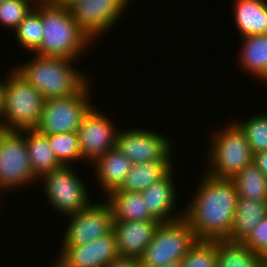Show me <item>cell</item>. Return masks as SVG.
I'll use <instances>...</instances> for the list:
<instances>
[{
  "instance_id": "7",
  "label": "cell",
  "mask_w": 267,
  "mask_h": 267,
  "mask_svg": "<svg viewBox=\"0 0 267 267\" xmlns=\"http://www.w3.org/2000/svg\"><path fill=\"white\" fill-rule=\"evenodd\" d=\"M89 83L75 95L46 99L35 129L43 135L77 132L84 116L94 105L89 100L92 97L88 96L92 90Z\"/></svg>"
},
{
  "instance_id": "30",
  "label": "cell",
  "mask_w": 267,
  "mask_h": 267,
  "mask_svg": "<svg viewBox=\"0 0 267 267\" xmlns=\"http://www.w3.org/2000/svg\"><path fill=\"white\" fill-rule=\"evenodd\" d=\"M30 5V6H29ZM30 0H4L0 2V24L7 30L18 27L20 22L34 8Z\"/></svg>"
},
{
  "instance_id": "38",
  "label": "cell",
  "mask_w": 267,
  "mask_h": 267,
  "mask_svg": "<svg viewBox=\"0 0 267 267\" xmlns=\"http://www.w3.org/2000/svg\"><path fill=\"white\" fill-rule=\"evenodd\" d=\"M4 191L1 189V187H0V193L2 194ZM0 198H1V196H0Z\"/></svg>"
},
{
  "instance_id": "25",
  "label": "cell",
  "mask_w": 267,
  "mask_h": 267,
  "mask_svg": "<svg viewBox=\"0 0 267 267\" xmlns=\"http://www.w3.org/2000/svg\"><path fill=\"white\" fill-rule=\"evenodd\" d=\"M238 197L267 201V177L251 162L234 175Z\"/></svg>"
},
{
  "instance_id": "13",
  "label": "cell",
  "mask_w": 267,
  "mask_h": 267,
  "mask_svg": "<svg viewBox=\"0 0 267 267\" xmlns=\"http://www.w3.org/2000/svg\"><path fill=\"white\" fill-rule=\"evenodd\" d=\"M93 106L84 116L77 135L82 160L94 163L101 155L115 147L117 132L112 120Z\"/></svg>"
},
{
  "instance_id": "23",
  "label": "cell",
  "mask_w": 267,
  "mask_h": 267,
  "mask_svg": "<svg viewBox=\"0 0 267 267\" xmlns=\"http://www.w3.org/2000/svg\"><path fill=\"white\" fill-rule=\"evenodd\" d=\"M172 160L143 162L133 164L120 191L142 192L144 189L163 179L172 169Z\"/></svg>"
},
{
  "instance_id": "10",
  "label": "cell",
  "mask_w": 267,
  "mask_h": 267,
  "mask_svg": "<svg viewBox=\"0 0 267 267\" xmlns=\"http://www.w3.org/2000/svg\"><path fill=\"white\" fill-rule=\"evenodd\" d=\"M142 129L118 131L115 148L121 151L132 164L172 160L170 159L173 152L172 141L156 131Z\"/></svg>"
},
{
  "instance_id": "31",
  "label": "cell",
  "mask_w": 267,
  "mask_h": 267,
  "mask_svg": "<svg viewBox=\"0 0 267 267\" xmlns=\"http://www.w3.org/2000/svg\"><path fill=\"white\" fill-rule=\"evenodd\" d=\"M254 253L267 260V215L243 241Z\"/></svg>"
},
{
  "instance_id": "36",
  "label": "cell",
  "mask_w": 267,
  "mask_h": 267,
  "mask_svg": "<svg viewBox=\"0 0 267 267\" xmlns=\"http://www.w3.org/2000/svg\"><path fill=\"white\" fill-rule=\"evenodd\" d=\"M35 5L39 4H55L58 0H30Z\"/></svg>"
},
{
  "instance_id": "2",
  "label": "cell",
  "mask_w": 267,
  "mask_h": 267,
  "mask_svg": "<svg viewBox=\"0 0 267 267\" xmlns=\"http://www.w3.org/2000/svg\"><path fill=\"white\" fill-rule=\"evenodd\" d=\"M32 58L13 70L33 85L45 100L75 95L89 82L81 70L72 65L76 59L39 55Z\"/></svg>"
},
{
  "instance_id": "37",
  "label": "cell",
  "mask_w": 267,
  "mask_h": 267,
  "mask_svg": "<svg viewBox=\"0 0 267 267\" xmlns=\"http://www.w3.org/2000/svg\"><path fill=\"white\" fill-rule=\"evenodd\" d=\"M161 267H181V261L169 262V263L164 264Z\"/></svg>"
},
{
  "instance_id": "22",
  "label": "cell",
  "mask_w": 267,
  "mask_h": 267,
  "mask_svg": "<svg viewBox=\"0 0 267 267\" xmlns=\"http://www.w3.org/2000/svg\"><path fill=\"white\" fill-rule=\"evenodd\" d=\"M239 62L243 70L267 83V34L241 38Z\"/></svg>"
},
{
  "instance_id": "17",
  "label": "cell",
  "mask_w": 267,
  "mask_h": 267,
  "mask_svg": "<svg viewBox=\"0 0 267 267\" xmlns=\"http://www.w3.org/2000/svg\"><path fill=\"white\" fill-rule=\"evenodd\" d=\"M98 186H101L104 194L119 189L130 169L132 162L115 147L101 155L94 163Z\"/></svg>"
},
{
  "instance_id": "32",
  "label": "cell",
  "mask_w": 267,
  "mask_h": 267,
  "mask_svg": "<svg viewBox=\"0 0 267 267\" xmlns=\"http://www.w3.org/2000/svg\"><path fill=\"white\" fill-rule=\"evenodd\" d=\"M107 267H141L137 258L119 257L113 260Z\"/></svg>"
},
{
  "instance_id": "15",
  "label": "cell",
  "mask_w": 267,
  "mask_h": 267,
  "mask_svg": "<svg viewBox=\"0 0 267 267\" xmlns=\"http://www.w3.org/2000/svg\"><path fill=\"white\" fill-rule=\"evenodd\" d=\"M160 223L159 220L113 221L119 256L139 259Z\"/></svg>"
},
{
  "instance_id": "8",
  "label": "cell",
  "mask_w": 267,
  "mask_h": 267,
  "mask_svg": "<svg viewBox=\"0 0 267 267\" xmlns=\"http://www.w3.org/2000/svg\"><path fill=\"white\" fill-rule=\"evenodd\" d=\"M74 171L71 166H62L38 180L45 183L43 192L51 207L64 216L77 214L92 203L88 187Z\"/></svg>"
},
{
  "instance_id": "5",
  "label": "cell",
  "mask_w": 267,
  "mask_h": 267,
  "mask_svg": "<svg viewBox=\"0 0 267 267\" xmlns=\"http://www.w3.org/2000/svg\"><path fill=\"white\" fill-rule=\"evenodd\" d=\"M207 174L231 179L253 162V154L243 131L233 121L224 128L214 130L211 138Z\"/></svg>"
},
{
  "instance_id": "14",
  "label": "cell",
  "mask_w": 267,
  "mask_h": 267,
  "mask_svg": "<svg viewBox=\"0 0 267 267\" xmlns=\"http://www.w3.org/2000/svg\"><path fill=\"white\" fill-rule=\"evenodd\" d=\"M50 267H107L119 258L113 230L80 246H62Z\"/></svg>"
},
{
  "instance_id": "6",
  "label": "cell",
  "mask_w": 267,
  "mask_h": 267,
  "mask_svg": "<svg viewBox=\"0 0 267 267\" xmlns=\"http://www.w3.org/2000/svg\"><path fill=\"white\" fill-rule=\"evenodd\" d=\"M194 231L184 218L161 222L139 258L141 267H161L166 263L181 261L197 242Z\"/></svg>"
},
{
  "instance_id": "21",
  "label": "cell",
  "mask_w": 267,
  "mask_h": 267,
  "mask_svg": "<svg viewBox=\"0 0 267 267\" xmlns=\"http://www.w3.org/2000/svg\"><path fill=\"white\" fill-rule=\"evenodd\" d=\"M20 132L25 134L31 168L39 179L43 174L63 166L53 153L47 135L39 133L36 129H25Z\"/></svg>"
},
{
  "instance_id": "3",
  "label": "cell",
  "mask_w": 267,
  "mask_h": 267,
  "mask_svg": "<svg viewBox=\"0 0 267 267\" xmlns=\"http://www.w3.org/2000/svg\"><path fill=\"white\" fill-rule=\"evenodd\" d=\"M42 24L43 38L35 55L78 59L93 43L79 28L69 7L42 4Z\"/></svg>"
},
{
  "instance_id": "18",
  "label": "cell",
  "mask_w": 267,
  "mask_h": 267,
  "mask_svg": "<svg viewBox=\"0 0 267 267\" xmlns=\"http://www.w3.org/2000/svg\"><path fill=\"white\" fill-rule=\"evenodd\" d=\"M234 21L243 37L267 34V0H235Z\"/></svg>"
},
{
  "instance_id": "1",
  "label": "cell",
  "mask_w": 267,
  "mask_h": 267,
  "mask_svg": "<svg viewBox=\"0 0 267 267\" xmlns=\"http://www.w3.org/2000/svg\"><path fill=\"white\" fill-rule=\"evenodd\" d=\"M184 210L197 240H223L230 235L238 193L234 182L205 173Z\"/></svg>"
},
{
  "instance_id": "33",
  "label": "cell",
  "mask_w": 267,
  "mask_h": 267,
  "mask_svg": "<svg viewBox=\"0 0 267 267\" xmlns=\"http://www.w3.org/2000/svg\"><path fill=\"white\" fill-rule=\"evenodd\" d=\"M253 163L267 177V150L254 154Z\"/></svg>"
},
{
  "instance_id": "4",
  "label": "cell",
  "mask_w": 267,
  "mask_h": 267,
  "mask_svg": "<svg viewBox=\"0 0 267 267\" xmlns=\"http://www.w3.org/2000/svg\"><path fill=\"white\" fill-rule=\"evenodd\" d=\"M10 72L5 78L4 109L0 129H35L40 122L45 99L15 70Z\"/></svg>"
},
{
  "instance_id": "19",
  "label": "cell",
  "mask_w": 267,
  "mask_h": 267,
  "mask_svg": "<svg viewBox=\"0 0 267 267\" xmlns=\"http://www.w3.org/2000/svg\"><path fill=\"white\" fill-rule=\"evenodd\" d=\"M267 215V201L238 197L234 222L226 240L243 242Z\"/></svg>"
},
{
  "instance_id": "12",
  "label": "cell",
  "mask_w": 267,
  "mask_h": 267,
  "mask_svg": "<svg viewBox=\"0 0 267 267\" xmlns=\"http://www.w3.org/2000/svg\"><path fill=\"white\" fill-rule=\"evenodd\" d=\"M131 0H78L69 6L79 28L93 41L110 30Z\"/></svg>"
},
{
  "instance_id": "11",
  "label": "cell",
  "mask_w": 267,
  "mask_h": 267,
  "mask_svg": "<svg viewBox=\"0 0 267 267\" xmlns=\"http://www.w3.org/2000/svg\"><path fill=\"white\" fill-rule=\"evenodd\" d=\"M91 203L79 213L68 216L62 246H80L108 235L113 230V213L108 202Z\"/></svg>"
},
{
  "instance_id": "16",
  "label": "cell",
  "mask_w": 267,
  "mask_h": 267,
  "mask_svg": "<svg viewBox=\"0 0 267 267\" xmlns=\"http://www.w3.org/2000/svg\"><path fill=\"white\" fill-rule=\"evenodd\" d=\"M172 171L173 169L163 179L153 183L141 192L147 210L160 222H172L184 217V209L175 213V215L173 214L178 193L173 181L175 171Z\"/></svg>"
},
{
  "instance_id": "9",
  "label": "cell",
  "mask_w": 267,
  "mask_h": 267,
  "mask_svg": "<svg viewBox=\"0 0 267 267\" xmlns=\"http://www.w3.org/2000/svg\"><path fill=\"white\" fill-rule=\"evenodd\" d=\"M38 179L31 168L24 134L0 129V187L4 193Z\"/></svg>"
},
{
  "instance_id": "34",
  "label": "cell",
  "mask_w": 267,
  "mask_h": 267,
  "mask_svg": "<svg viewBox=\"0 0 267 267\" xmlns=\"http://www.w3.org/2000/svg\"><path fill=\"white\" fill-rule=\"evenodd\" d=\"M5 79H0V123L2 121V113L4 109V84H5Z\"/></svg>"
},
{
  "instance_id": "26",
  "label": "cell",
  "mask_w": 267,
  "mask_h": 267,
  "mask_svg": "<svg viewBox=\"0 0 267 267\" xmlns=\"http://www.w3.org/2000/svg\"><path fill=\"white\" fill-rule=\"evenodd\" d=\"M42 4L35 5L14 30L19 46L30 53L40 46L43 38Z\"/></svg>"
},
{
  "instance_id": "28",
  "label": "cell",
  "mask_w": 267,
  "mask_h": 267,
  "mask_svg": "<svg viewBox=\"0 0 267 267\" xmlns=\"http://www.w3.org/2000/svg\"><path fill=\"white\" fill-rule=\"evenodd\" d=\"M50 147L63 166L82 159L77 132L47 135Z\"/></svg>"
},
{
  "instance_id": "35",
  "label": "cell",
  "mask_w": 267,
  "mask_h": 267,
  "mask_svg": "<svg viewBox=\"0 0 267 267\" xmlns=\"http://www.w3.org/2000/svg\"><path fill=\"white\" fill-rule=\"evenodd\" d=\"M75 1L78 0H58L55 5H59V6H64V7H69L70 5H72Z\"/></svg>"
},
{
  "instance_id": "24",
  "label": "cell",
  "mask_w": 267,
  "mask_h": 267,
  "mask_svg": "<svg viewBox=\"0 0 267 267\" xmlns=\"http://www.w3.org/2000/svg\"><path fill=\"white\" fill-rule=\"evenodd\" d=\"M216 267H266V260L243 242L217 240Z\"/></svg>"
},
{
  "instance_id": "27",
  "label": "cell",
  "mask_w": 267,
  "mask_h": 267,
  "mask_svg": "<svg viewBox=\"0 0 267 267\" xmlns=\"http://www.w3.org/2000/svg\"><path fill=\"white\" fill-rule=\"evenodd\" d=\"M235 123L245 134L252 154L267 150V113L252 115L250 118Z\"/></svg>"
},
{
  "instance_id": "29",
  "label": "cell",
  "mask_w": 267,
  "mask_h": 267,
  "mask_svg": "<svg viewBox=\"0 0 267 267\" xmlns=\"http://www.w3.org/2000/svg\"><path fill=\"white\" fill-rule=\"evenodd\" d=\"M217 240H198L181 260V267H216Z\"/></svg>"
},
{
  "instance_id": "20",
  "label": "cell",
  "mask_w": 267,
  "mask_h": 267,
  "mask_svg": "<svg viewBox=\"0 0 267 267\" xmlns=\"http://www.w3.org/2000/svg\"><path fill=\"white\" fill-rule=\"evenodd\" d=\"M106 201L112 209L113 221L157 220L147 210L141 192L111 191Z\"/></svg>"
}]
</instances>
